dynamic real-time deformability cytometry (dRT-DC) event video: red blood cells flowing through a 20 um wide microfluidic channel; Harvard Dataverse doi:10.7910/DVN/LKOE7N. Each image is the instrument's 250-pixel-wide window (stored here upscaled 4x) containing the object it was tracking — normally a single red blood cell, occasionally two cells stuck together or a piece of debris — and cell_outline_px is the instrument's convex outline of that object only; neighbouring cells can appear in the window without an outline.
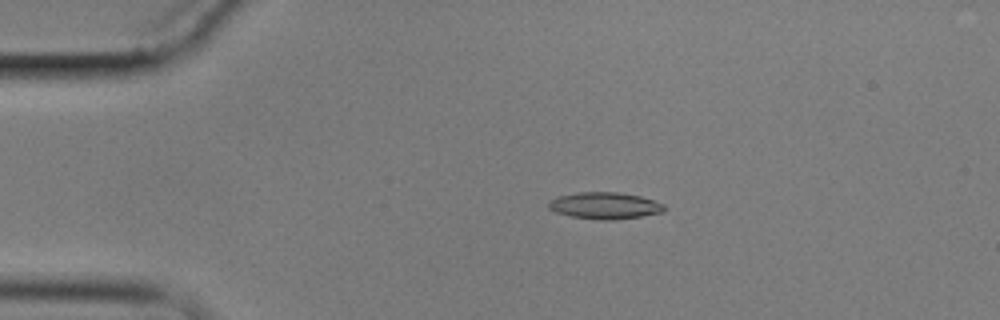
{"species": "common noctule bat (a hibernating species)", "species_latin": "Nyctalus noctula", "temperature_condition": "cold", "stored_images_in_passage": 6, "camera_frame_rate_fps": 3000, "um_per_image_px": 0.085, "animal": {"sex": "male", "body_mass_g": 17.9}, "frame": {"image": 1, "passage_image": 3, "time_ms": 2.333, "image_size_px": [1000, 320], "cell_outline_px": [[664, 208], [660, 212], [640, 216], [612, 220], [600, 220], [572, 216], [556, 212], [548, 208], [548, 204], [552, 200], [560, 196], [576, 192], [616, 192], [640, 196], [664, 204]], "centroid_in_image_um": [51.38, 17.47], "position_along_channel_um": 33.6, "area_um2": 17.63}}
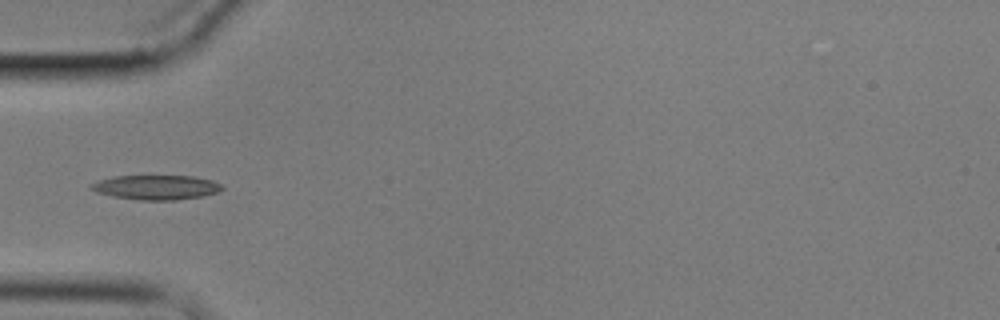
{"frame": {"image": 2, "passage_image": 5, "time_ms": 4.667, "image_size_px": [1000, 320], "cell_outline_px": [[224, 188], [216, 192], [200, 196], [176, 200], [140, 200], [112, 196], [96, 192], [88, 188], [92, 184], [100, 180], [116, 176], [192, 176], [212, 180], [220, 184]], "centroid_in_image_um": [13.26, 15.92], "position_along_channel_um": 71.7, "area_um2": 18.5}}
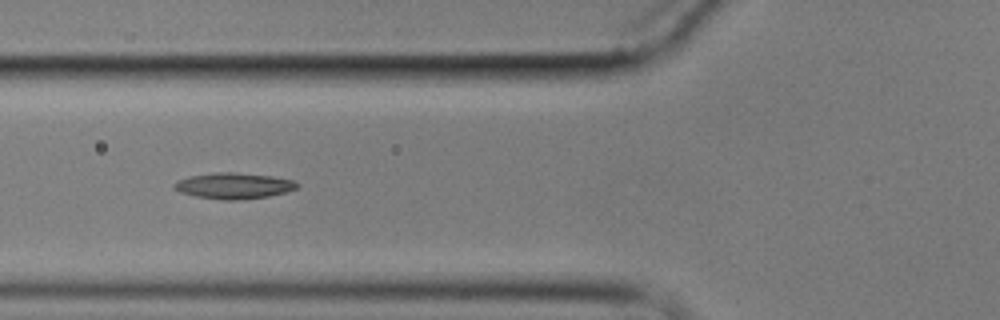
{"frame": {"image": 3, "passage_image": 6, "time_ms": 5.667, "image_size_px": [1000, 320], "cell_outline_px": [[300, 184], [296, 188], [284, 192], [268, 196], [240, 200], [224, 200], [196, 196], [180, 192], [172, 188], [172, 184], [176, 180], [188, 176], [216, 172], [232, 172], [272, 176], [296, 180]], "centroid_in_image_um": [19.84, 15.78], "position_along_channel_um": 106.0, "area_um2": 18.73}}